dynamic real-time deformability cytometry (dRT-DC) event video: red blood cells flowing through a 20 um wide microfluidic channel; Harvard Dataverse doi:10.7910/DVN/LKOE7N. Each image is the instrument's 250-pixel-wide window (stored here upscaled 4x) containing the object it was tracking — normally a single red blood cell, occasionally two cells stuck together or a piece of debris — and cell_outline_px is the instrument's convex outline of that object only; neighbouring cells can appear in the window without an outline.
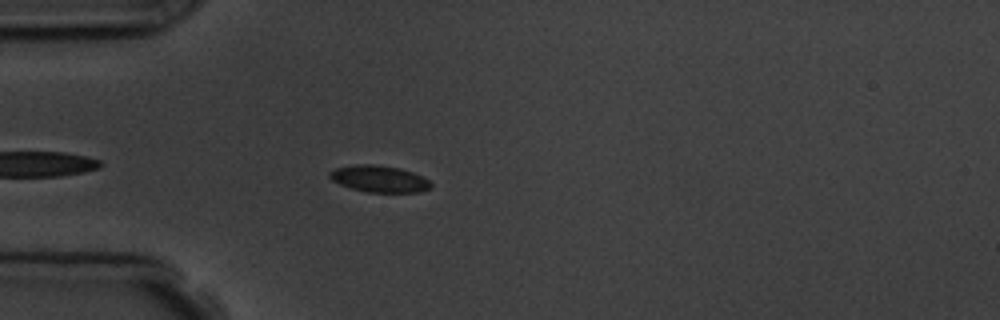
{"species": "common noctule bat (a hibernating species)", "species_latin": "Nyctalus noctula", "temperature_condition": "room temperature", "stored_images_in_passage": 1, "camera_frame_rate_fps": 3000, "um_per_image_px": 0.085, "animal": {"sex": "male", "body_mass_g": 19.5, "forearm_length_mm": 54.6}, "frame": {"image": 1, "passage_image": 1, "time_ms": 0.0, "image_size_px": [1000, 320], "cell_outline_px": [[432, 188], [420, 192], [368, 192], [352, 188], [340, 184], [332, 180], [328, 176], [328, 172], [336, 168], [356, 164], [372, 164], [400, 168], [412, 172], [428, 180], [432, 184]], "centroid_in_image_um": [32.23, 15.2], "position_along_channel_um": 52.8, "area_um2": 15.66}}